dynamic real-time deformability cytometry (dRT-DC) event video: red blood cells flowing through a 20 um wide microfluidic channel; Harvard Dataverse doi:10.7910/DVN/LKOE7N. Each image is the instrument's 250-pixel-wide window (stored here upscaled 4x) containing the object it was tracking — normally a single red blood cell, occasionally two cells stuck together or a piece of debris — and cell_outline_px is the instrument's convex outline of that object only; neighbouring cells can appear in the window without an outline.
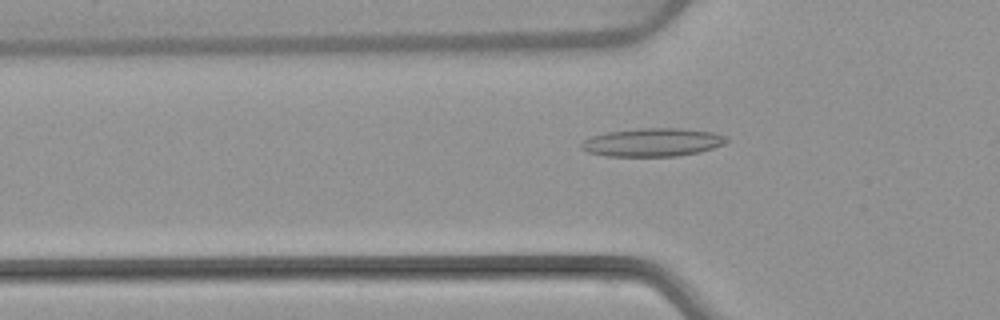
{"species": "common noctule bat (a hibernating species)", "species_latin": "Nyctalus noctula", "temperature_condition": "warm", "stored_images_in_passage": 51, "camera_frame_rate_fps": 3000, "um_per_image_px": 0.085, "animal": {"sex": "female", "body_mass_g": 22.7, "forearm_length_mm": 54.2}, "frame": {"image": 1, "passage_image": 16, "time_ms": 5.0, "image_size_px": [1000, 320], "cell_outline_px": [[728, 140], [724, 144], [700, 152], [676, 156], [608, 156], [588, 152], [580, 148], [580, 144], [584, 140], [592, 136], [608, 132], [636, 128], [680, 128], [712, 132], [728, 136]], "centroid_in_image_um": [55.48, 12.09], "position_along_channel_um": 70.3, "area_um2": 23.93}}
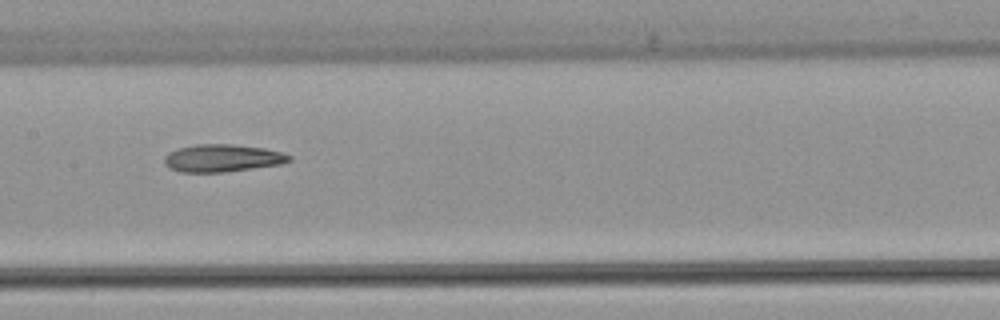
{"frame": {"image": 2, "passage_image": 25, "time_ms": 8.0, "image_size_px": [1000, 320], "cell_outline_px": [[292, 160], [280, 164], [224, 172], [180, 172], [168, 168], [164, 164], [164, 156], [168, 152], [180, 148], [196, 144], [232, 144], [264, 148], [280, 152], [292, 156]], "centroid_in_image_um": [18.86, 13.44], "position_along_channel_um": 188.5, "area_um2": 20.0}}
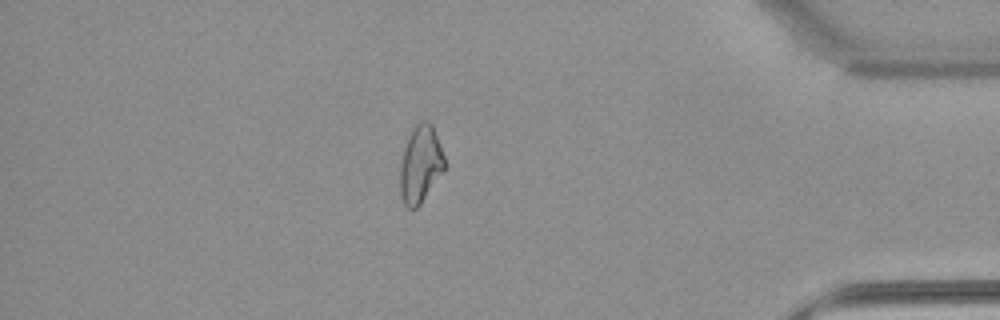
{"frame": {"image": 3, "passage_image": 44, "time_ms": 14.333, "image_size_px": [1000, 320], "cell_outline_px": [[444, 168], [420, 204], [416, 208], [408, 208], [404, 204], [400, 196], [400, 164], [404, 148], [408, 136], [412, 128], [420, 120], [428, 120], [432, 124], [440, 144], [444, 156]], "centroid_in_image_um": [35.71, 13.92], "position_along_channel_um": 399.5, "area_um2": 19.83}, "authors_computed_cell_mechanics": {"area_um2": 20.9814, "velocity_mm_per_s": 3.921, "shape_relaxation_time_tau1_ms": null, "shape_relaxation_time_tau2_ms": 7.2066, "deformation_change_tau1": null, "deformation_change_tau2": 0.1829}}